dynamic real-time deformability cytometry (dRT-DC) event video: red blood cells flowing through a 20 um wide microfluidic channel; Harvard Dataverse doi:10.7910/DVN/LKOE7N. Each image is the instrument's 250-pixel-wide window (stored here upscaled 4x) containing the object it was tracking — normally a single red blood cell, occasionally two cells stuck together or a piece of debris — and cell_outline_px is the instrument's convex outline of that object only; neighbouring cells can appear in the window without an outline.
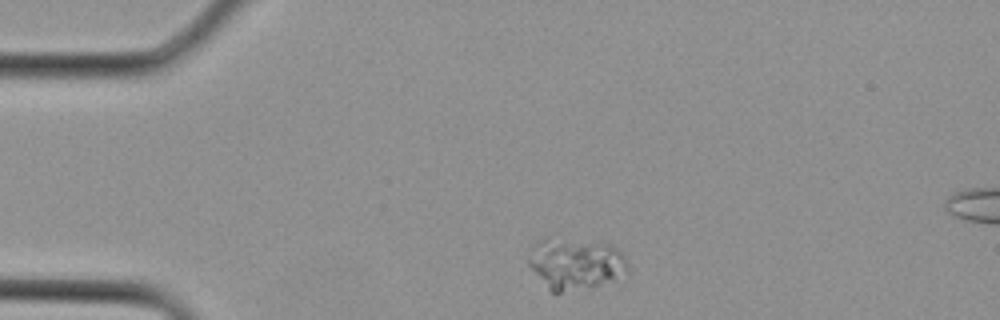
{"species": "Egyptian fruit bat (a non-hibernating species)", "species_latin": "Rousettus aegyptiacus", "temperature_condition": "cold", "stored_images_in_passage": 2, "camera_frame_rate_fps": 3000, "um_per_image_px": 0.085, "animal": {"sex": "female"}, "frame": {"image": 1, "passage_image": 1, "time_ms": 0.0, "image_size_px": [1000, 320], "cell_outline_px": [[628, 272], [592, 288], [560, 292], [552, 292], [548, 288], [528, 264], [528, 260], [536, 244], [544, 236], [548, 236], [612, 244], [624, 256], [628, 264]], "centroid_in_image_um": [48.93, 22.39], "position_along_channel_um": 36.1, "area_um2": 29.59}}